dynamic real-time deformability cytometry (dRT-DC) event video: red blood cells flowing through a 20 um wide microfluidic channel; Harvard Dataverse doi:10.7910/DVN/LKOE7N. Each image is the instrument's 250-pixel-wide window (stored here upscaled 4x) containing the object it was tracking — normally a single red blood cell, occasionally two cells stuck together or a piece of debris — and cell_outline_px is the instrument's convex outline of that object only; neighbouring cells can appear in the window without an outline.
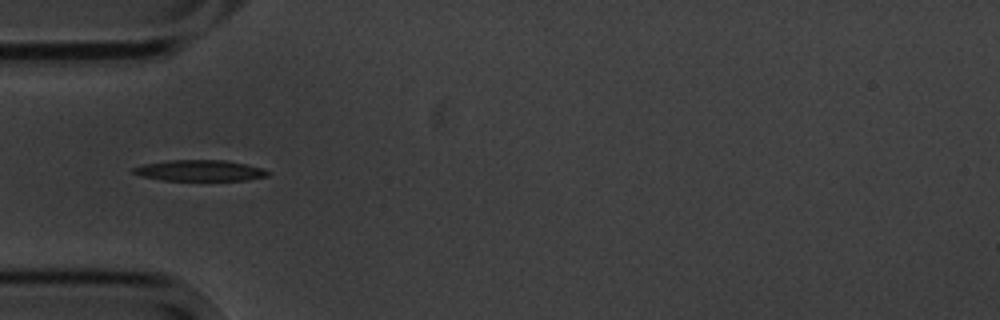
{"species": "common noctule bat (a hibernating species)", "species_latin": "Nyctalus noctula", "temperature_condition": "cold", "stored_images_in_passage": 8, "camera_frame_rate_fps": 3000, "um_per_image_px": 0.085, "animal": {"sex": "male", "body_mass_g": 20.1, "forearm_length_mm": 53.5}, "frame": {"image": 1, "passage_image": 3, "time_ms": 2.333, "image_size_px": [1000, 320], "cell_outline_px": [[272, 172], [268, 176], [248, 180], [164, 180], [140, 176], [132, 172], [132, 168], [144, 164], [168, 160], [228, 160], [264, 168]], "centroid_in_image_um": [17.03, 14.49], "position_along_channel_um": 68.0, "area_um2": 16.59}}
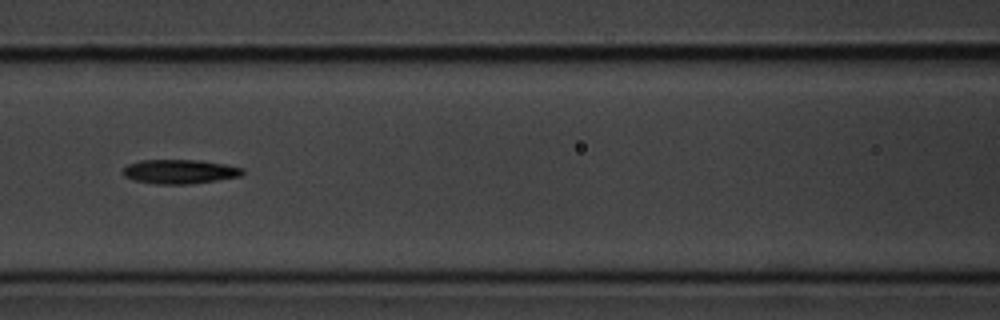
{"frame": {"image": 2, "passage_image": 5, "time_ms": 4.667, "image_size_px": [1000, 320], "cell_outline_px": [[244, 172], [240, 176], [216, 180], [188, 184], [156, 184], [136, 180], [124, 176], [120, 172], [128, 164], [140, 160], [200, 160], [224, 164], [244, 168]], "centroid_in_image_um": [15.26, 14.58], "position_along_channel_um": 151.3, "area_um2": 16.82}}
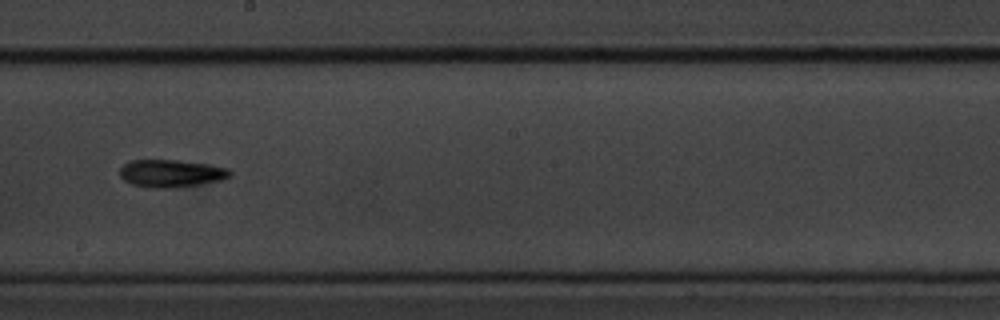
{"frame": {"image": 3, "passage_image": 7, "time_ms": 7.0, "image_size_px": [1000, 320], "cell_outline_px": [[232, 176], [220, 180], [200, 184], [172, 188], [160, 188], [132, 184], [124, 180], [120, 176], [120, 168], [124, 164], [132, 160], [176, 160], [208, 164], [228, 168], [232, 172]], "centroid_in_image_um": [14.57, 14.73], "position_along_channel_um": 233.6, "area_um2": 17.57}}